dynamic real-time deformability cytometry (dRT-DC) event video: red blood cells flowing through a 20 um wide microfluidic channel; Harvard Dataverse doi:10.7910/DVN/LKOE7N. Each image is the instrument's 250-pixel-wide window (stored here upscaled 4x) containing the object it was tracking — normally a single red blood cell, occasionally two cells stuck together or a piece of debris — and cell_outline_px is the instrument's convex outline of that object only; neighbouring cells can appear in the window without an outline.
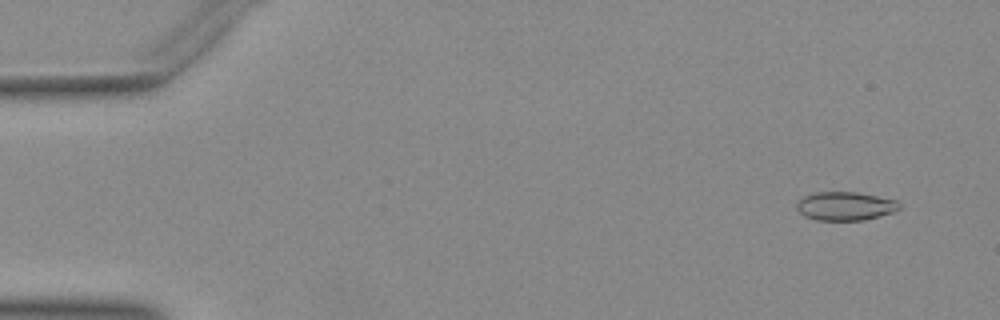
{"species": "Egyptian fruit bat (a non-hibernating species)", "species_latin": "Rousettus aegyptiacus", "temperature_condition": "warm", "stored_images_in_passage": 52, "camera_frame_rate_fps": 3000, "um_per_image_px": 0.085, "animal": {"sex": "female"}, "frame": {"image": 1, "passage_image": 4, "time_ms": 1.0, "image_size_px": [1000, 320], "cell_outline_px": [[900, 208], [892, 212], [864, 220], [816, 220], [804, 216], [796, 208], [796, 204], [804, 196], [816, 192], [856, 192], [896, 200], [900, 204]], "centroid_in_image_um": [71.82, 17.52], "position_along_channel_um": 13.2, "area_um2": 16.94}}
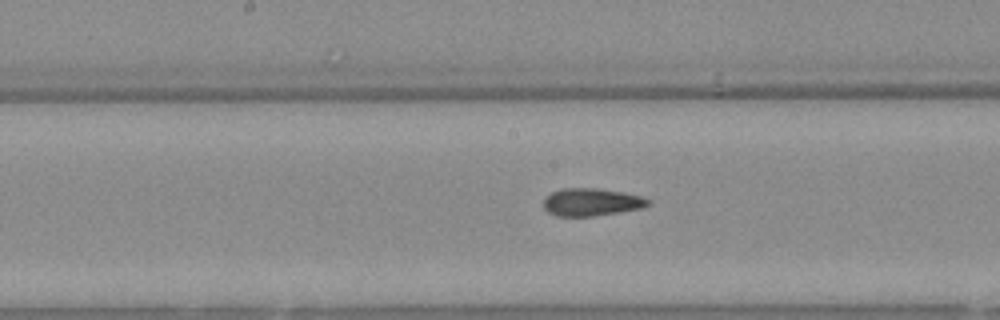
{"frame": {"image": 2, "passage_image": 27, "time_ms": 8.667, "image_size_px": [1000, 320], "cell_outline_px": [[648, 204], [644, 208], [592, 216], [556, 216], [548, 212], [544, 208], [544, 200], [552, 192], [560, 188], [596, 188], [620, 192], [640, 196], [648, 200]], "centroid_in_image_um": [50.23, 17.18], "position_along_channel_um": 198.0, "area_um2": 16.59}}
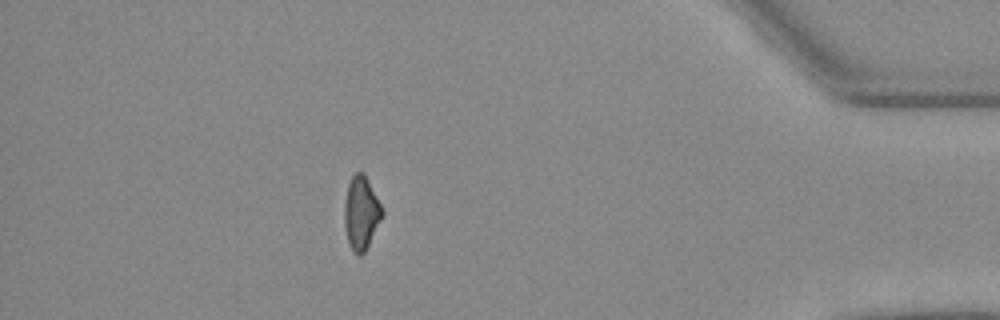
{"frame": {"image": 3, "passage_image": 46, "time_ms": 15.0, "image_size_px": [1000, 320], "cell_outline_px": [[384, 212], [364, 252], [360, 256], [348, 244], [344, 224], [344, 204], [348, 184], [352, 176], [356, 172], [364, 172]], "centroid_in_image_um": [30.67, 18.07], "position_along_channel_um": 404.5, "area_um2": 15.78}}